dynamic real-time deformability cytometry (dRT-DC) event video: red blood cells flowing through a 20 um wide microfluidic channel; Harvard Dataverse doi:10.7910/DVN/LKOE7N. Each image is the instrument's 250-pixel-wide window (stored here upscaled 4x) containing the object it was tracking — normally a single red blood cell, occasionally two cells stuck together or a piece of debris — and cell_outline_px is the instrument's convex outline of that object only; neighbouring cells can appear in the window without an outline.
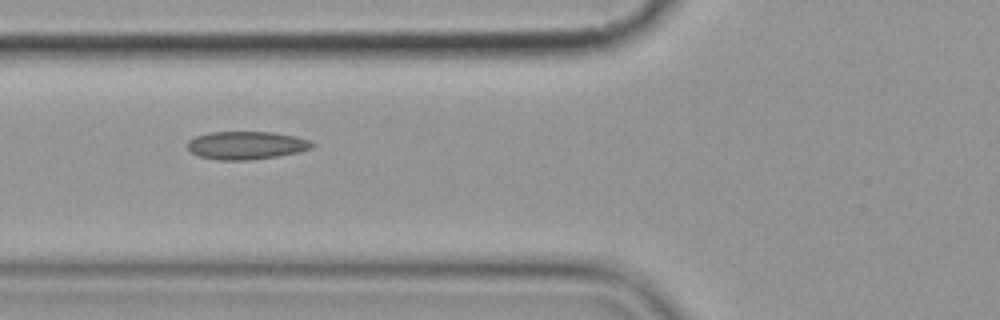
{"species": "common noctule bat (a hibernating species)", "species_latin": "Nyctalus noctula", "temperature_condition": "cold", "stored_images_in_passage": 4, "camera_frame_rate_fps": 3000, "um_per_image_px": 0.085, "animal": {"sex": "female", "body_mass_g": 19.9}, "frame": {"image": 1, "passage_image": 3, "time_ms": 2.333, "image_size_px": [1000, 320], "cell_outline_px": [[316, 144], [312, 148], [296, 152], [276, 156], [248, 160], [216, 160], [200, 156], [192, 152], [188, 148], [188, 140], [196, 136], [208, 132], [272, 132], [296, 136], [312, 140]], "centroid_in_image_um": [20.96, 12.34], "position_along_channel_um": 104.8, "area_um2": 20.35}}
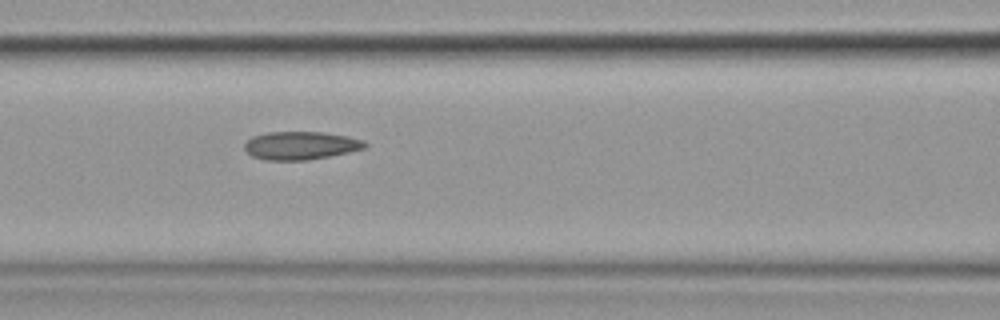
{"frame": {"image": 2, "passage_image": 4, "time_ms": 3.333, "image_size_px": [1000, 320], "cell_outline_px": [[368, 148], [308, 160], [264, 160], [252, 156], [244, 148], [244, 144], [252, 136], [268, 132], [320, 132], [348, 136], [364, 140], [368, 144]], "centroid_in_image_um": [25.58, 12.37], "position_along_channel_um": 141.0, "area_um2": 19.77}}